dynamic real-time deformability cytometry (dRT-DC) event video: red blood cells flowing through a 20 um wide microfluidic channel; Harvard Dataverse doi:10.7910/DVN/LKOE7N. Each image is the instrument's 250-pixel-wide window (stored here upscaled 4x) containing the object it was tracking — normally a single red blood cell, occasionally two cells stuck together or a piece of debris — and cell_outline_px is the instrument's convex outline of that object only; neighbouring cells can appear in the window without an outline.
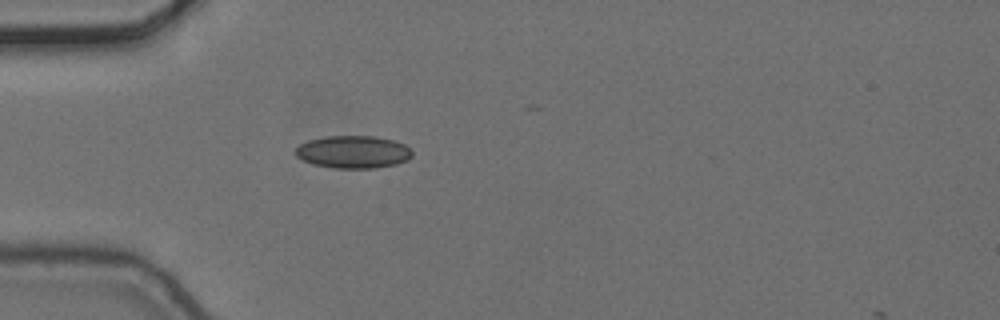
{"species": "common noctule bat (a hibernating species)", "species_latin": "Nyctalus noctula", "temperature_condition": "cold", "stored_images_in_passage": 1, "camera_frame_rate_fps": 3000, "um_per_image_px": 0.085, "animal": {"sex": "female", "body_mass_g": 24.6, "forearm_length_mm": 56.2}, "frame": {"image": 1, "passage_image": 1, "time_ms": 0.0, "image_size_px": [1000, 320], "cell_outline_px": [[412, 156], [408, 160], [396, 164], [376, 168], [332, 168], [312, 164], [296, 156], [296, 148], [300, 144], [308, 140], [328, 136], [376, 136], [392, 140], [404, 144], [412, 152]], "centroid_in_image_um": [30.02, 12.92], "position_along_channel_um": 55.0, "area_um2": 22.14}}